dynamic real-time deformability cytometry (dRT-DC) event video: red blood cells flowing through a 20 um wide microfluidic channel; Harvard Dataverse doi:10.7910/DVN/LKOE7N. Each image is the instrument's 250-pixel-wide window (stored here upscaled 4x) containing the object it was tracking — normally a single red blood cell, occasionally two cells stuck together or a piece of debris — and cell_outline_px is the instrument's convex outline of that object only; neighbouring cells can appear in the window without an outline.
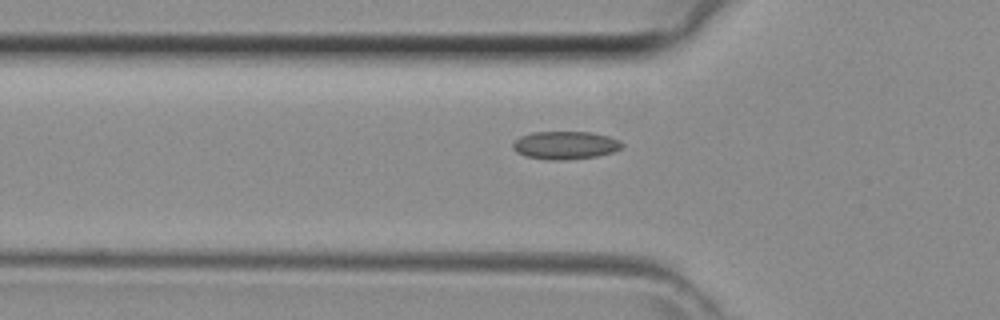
{"species": "common noctule bat (a hibernating species)", "species_latin": "Nyctalus noctula", "temperature_condition": "room temperature", "stored_images_in_passage": 45, "segment_of_instrument_passage": [1, 2], "camera_frame_rate_fps": 3000, "um_per_image_px": 0.085, "animal": {"sex": "female", "body_mass_g": 29.2, "forearm_length_mm": 56.3}, "frame": {"image": 1, "passage_image": 15, "time_ms": 4.667, "image_size_px": [1000, 320], "cell_outline_px": [[624, 144], [620, 148], [612, 152], [596, 156], [564, 160], [548, 160], [524, 156], [516, 152], [512, 148], [512, 144], [520, 136], [532, 132], [592, 132], [608, 136], [620, 140]], "centroid_in_image_um": [48.02, 12.34], "position_along_channel_um": 77.8, "area_um2": 17.86}}
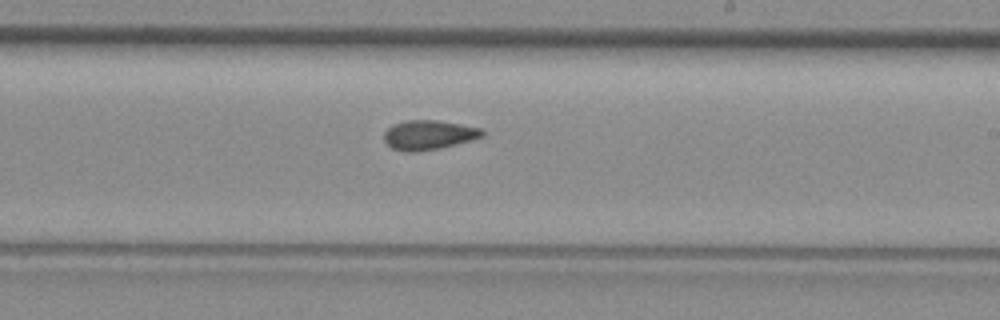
{"frame": {"image": 2, "passage_image": 26, "time_ms": 8.333, "image_size_px": [1000, 320], "cell_outline_px": [[484, 136], [456, 144], [440, 148], [416, 152], [404, 152], [392, 148], [384, 140], [384, 132], [392, 124], [408, 120], [436, 120], [460, 124], [480, 128], [484, 132]], "centroid_in_image_um": [36.41, 11.47], "position_along_channel_um": 252.6, "area_um2": 16.82}}
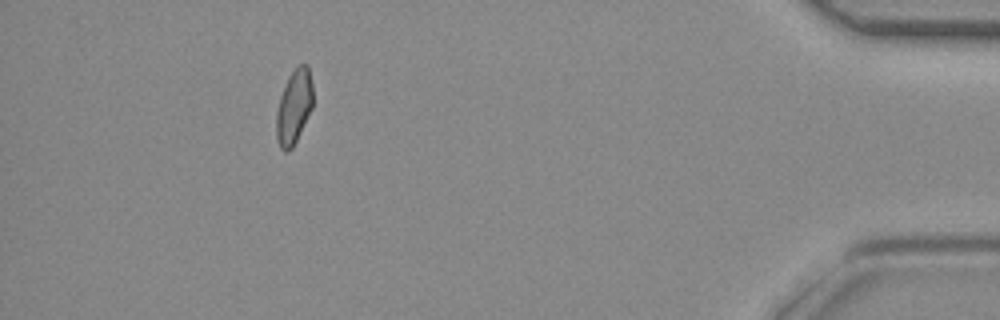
{"frame": {"image": 3, "passage_image": 40, "time_ms": 13.0, "image_size_px": [1000, 320], "cell_outline_px": [[312, 108], [292, 148], [288, 152], [284, 152], [280, 148], [276, 140], [276, 112], [280, 96], [288, 76], [296, 64], [308, 64], [312, 84]], "centroid_in_image_um": [24.97, 9.06], "position_along_channel_um": 410.2, "area_um2": 16.01}}